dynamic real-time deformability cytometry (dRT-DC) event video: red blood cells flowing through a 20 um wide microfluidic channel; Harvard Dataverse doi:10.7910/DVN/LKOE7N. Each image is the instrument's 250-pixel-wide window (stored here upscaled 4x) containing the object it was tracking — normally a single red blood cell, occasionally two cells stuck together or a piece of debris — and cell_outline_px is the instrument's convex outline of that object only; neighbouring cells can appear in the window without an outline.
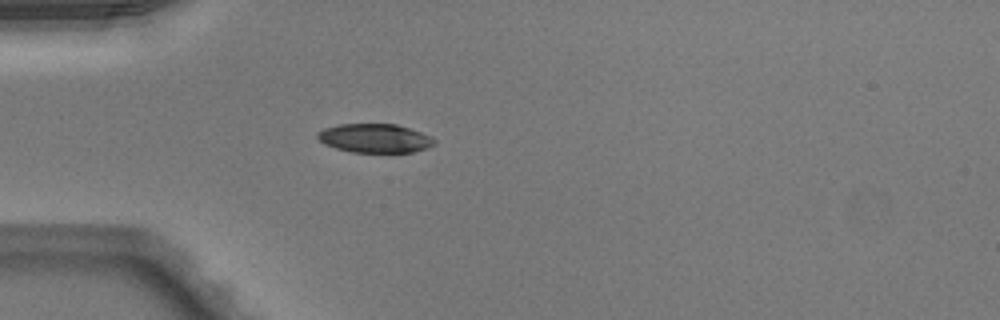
{"species": "Egyptian fruit bat (a non-hibernating species)", "species_latin": "Rousettus aegyptiacus", "temperature_condition": "warm", "stored_images_in_passage": 42, "camera_frame_rate_fps": 3000, "um_per_image_px": 0.085, "animal": {"sex": "male"}, "frame": {"image": 1, "passage_image": 7, "time_ms": 2.0, "image_size_px": [1000, 320], "cell_outline_px": [[436, 144], [428, 148], [412, 152], [352, 152], [336, 148], [324, 144], [316, 136], [316, 132], [324, 128], [340, 124], [396, 124], [420, 132], [436, 140]], "centroid_in_image_um": [31.84, 11.75], "position_along_channel_um": 53.2, "area_um2": 19.59}}
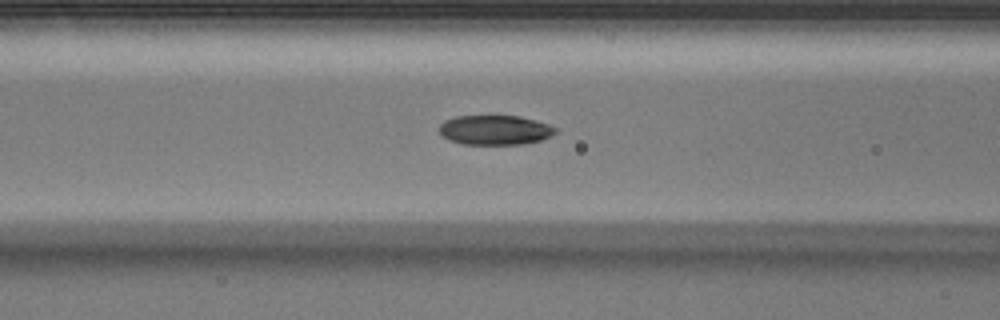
{"frame": {"image": 2, "passage_image": 13, "time_ms": 4.0, "image_size_px": [1000, 320], "cell_outline_px": [[556, 132], [552, 136], [540, 140], [524, 144], [460, 144], [448, 140], [440, 132], [440, 124], [444, 120], [456, 116], [520, 116], [536, 120], [548, 124], [556, 128]], "centroid_in_image_um": [42.07, 11.05], "position_along_channel_um": 124.5, "area_um2": 20.11}}
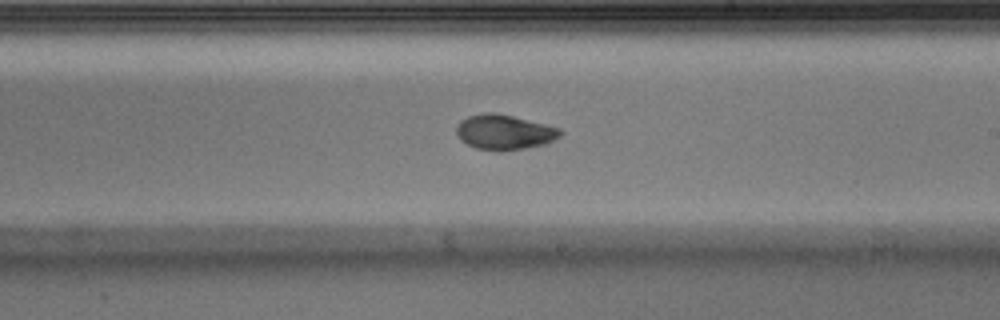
{"frame": {"image": 3, "passage_image": 22, "time_ms": 7.0, "image_size_px": [1000, 320], "cell_outline_px": [[564, 132], [560, 136], [544, 144], [524, 148], [500, 152], [476, 148], [460, 140], [456, 132], [456, 128], [460, 120], [468, 116], [488, 112], [492, 112], [512, 116], [560, 128]], "centroid_in_image_um": [42.84, 11.24], "position_along_channel_um": 246.2, "area_um2": 21.1}, "authors_computed_cell_mechanics": {"area_um2": 20.9236, "velocity_mm_per_s": 4.0496, "shape_relaxation_time_tau1_ms": 4.1798, "shape_relaxation_time_tau2_ms": 1.7312, "deformation_change_tau1": 0.1581, "deformation_change_tau2": 0.0469}}